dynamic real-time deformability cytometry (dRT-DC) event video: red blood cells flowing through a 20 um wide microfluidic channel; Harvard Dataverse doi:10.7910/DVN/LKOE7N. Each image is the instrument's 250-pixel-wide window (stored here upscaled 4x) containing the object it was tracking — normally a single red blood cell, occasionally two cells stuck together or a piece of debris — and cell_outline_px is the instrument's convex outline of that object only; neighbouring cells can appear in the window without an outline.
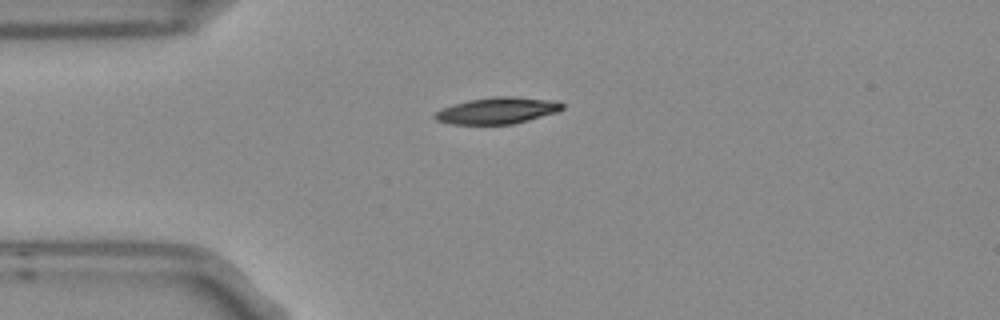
{"species": "Egyptian fruit bat (a non-hibernating species)", "species_latin": "Rousettus aegyptiacus", "temperature_condition": "room temperature", "stored_images_in_passage": 6, "camera_frame_rate_fps": 3000, "um_per_image_px": 0.085, "frame": {"image": 1, "passage_image": 1, "time_ms": 0.0, "image_size_px": [1000, 320], "cell_outline_px": [[564, 108], [556, 112], [512, 124], [452, 124], [436, 120], [432, 116], [440, 108], [452, 104], [468, 100], [492, 96], [516, 96], [556, 100], [564, 104]], "centroid_in_image_um": [42.25, 9.38], "position_along_channel_um": 42.7, "area_um2": 19.83}}
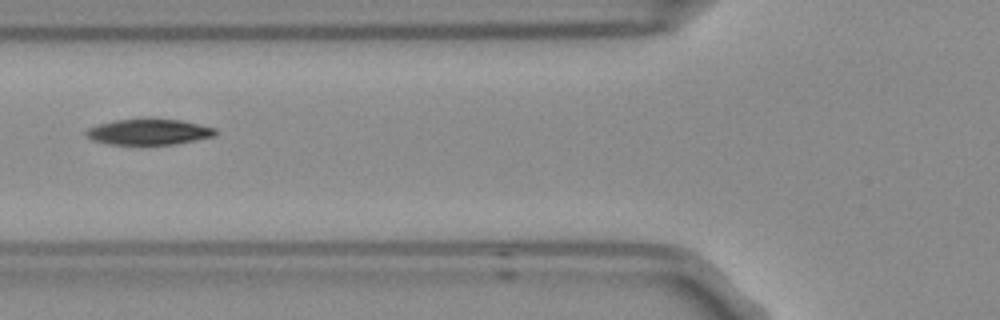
{"frame": {"image": 2, "passage_image": 3, "time_ms": 0.667, "image_size_px": [1000, 320], "cell_outline_px": [[216, 136], [176, 144], [108, 144], [92, 140], [84, 132], [88, 128], [100, 124], [116, 120], [180, 120], [216, 128]], "centroid_in_image_um": [12.67, 11.23], "position_along_channel_um": 113.1, "area_um2": 18.96}}